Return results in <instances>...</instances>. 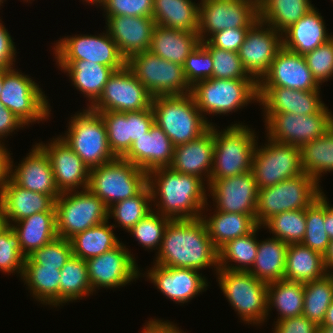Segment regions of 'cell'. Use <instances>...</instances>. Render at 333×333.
<instances>
[{
	"mask_svg": "<svg viewBox=\"0 0 333 333\" xmlns=\"http://www.w3.org/2000/svg\"><path fill=\"white\" fill-rule=\"evenodd\" d=\"M147 184L153 210L171 220L198 219L205 210H211L212 206H207L208 184L198 176L178 173L170 167L157 168L147 174Z\"/></svg>",
	"mask_w": 333,
	"mask_h": 333,
	"instance_id": "obj_1",
	"label": "cell"
},
{
	"mask_svg": "<svg viewBox=\"0 0 333 333\" xmlns=\"http://www.w3.org/2000/svg\"><path fill=\"white\" fill-rule=\"evenodd\" d=\"M154 263L161 266L218 271V250L201 218L171 220L164 231ZM213 266V267H212Z\"/></svg>",
	"mask_w": 333,
	"mask_h": 333,
	"instance_id": "obj_2",
	"label": "cell"
},
{
	"mask_svg": "<svg viewBox=\"0 0 333 333\" xmlns=\"http://www.w3.org/2000/svg\"><path fill=\"white\" fill-rule=\"evenodd\" d=\"M151 107L154 123L175 147L195 140L211 127L191 94L156 96L152 98Z\"/></svg>",
	"mask_w": 333,
	"mask_h": 333,
	"instance_id": "obj_3",
	"label": "cell"
},
{
	"mask_svg": "<svg viewBox=\"0 0 333 333\" xmlns=\"http://www.w3.org/2000/svg\"><path fill=\"white\" fill-rule=\"evenodd\" d=\"M231 124L221 131L214 125V153L210 180H219L251 171L258 137L255 130ZM257 137V138H256Z\"/></svg>",
	"mask_w": 333,
	"mask_h": 333,
	"instance_id": "obj_4",
	"label": "cell"
},
{
	"mask_svg": "<svg viewBox=\"0 0 333 333\" xmlns=\"http://www.w3.org/2000/svg\"><path fill=\"white\" fill-rule=\"evenodd\" d=\"M196 106L207 115H227L237 112L252 103H258V83L254 79H214L201 80L191 87L190 93Z\"/></svg>",
	"mask_w": 333,
	"mask_h": 333,
	"instance_id": "obj_5",
	"label": "cell"
},
{
	"mask_svg": "<svg viewBox=\"0 0 333 333\" xmlns=\"http://www.w3.org/2000/svg\"><path fill=\"white\" fill-rule=\"evenodd\" d=\"M216 281L224 297L245 324L262 326L268 320V283L250 272L219 269Z\"/></svg>",
	"mask_w": 333,
	"mask_h": 333,
	"instance_id": "obj_6",
	"label": "cell"
},
{
	"mask_svg": "<svg viewBox=\"0 0 333 333\" xmlns=\"http://www.w3.org/2000/svg\"><path fill=\"white\" fill-rule=\"evenodd\" d=\"M69 120L68 131L59 137L82 159L89 170L117 158L109 147L106 127L98 112L86 107Z\"/></svg>",
	"mask_w": 333,
	"mask_h": 333,
	"instance_id": "obj_7",
	"label": "cell"
},
{
	"mask_svg": "<svg viewBox=\"0 0 333 333\" xmlns=\"http://www.w3.org/2000/svg\"><path fill=\"white\" fill-rule=\"evenodd\" d=\"M311 176L303 173L278 184L259 189L256 222L262 226L271 217L293 210L306 209L323 189Z\"/></svg>",
	"mask_w": 333,
	"mask_h": 333,
	"instance_id": "obj_8",
	"label": "cell"
},
{
	"mask_svg": "<svg viewBox=\"0 0 333 333\" xmlns=\"http://www.w3.org/2000/svg\"><path fill=\"white\" fill-rule=\"evenodd\" d=\"M147 185V173L130 161L117 157L90 169L87 189L109 208L137 195Z\"/></svg>",
	"mask_w": 333,
	"mask_h": 333,
	"instance_id": "obj_9",
	"label": "cell"
},
{
	"mask_svg": "<svg viewBox=\"0 0 333 333\" xmlns=\"http://www.w3.org/2000/svg\"><path fill=\"white\" fill-rule=\"evenodd\" d=\"M43 89L32 77L16 68H4L0 104L8 108L27 127L32 123L47 121L51 116L50 103Z\"/></svg>",
	"mask_w": 333,
	"mask_h": 333,
	"instance_id": "obj_10",
	"label": "cell"
},
{
	"mask_svg": "<svg viewBox=\"0 0 333 333\" xmlns=\"http://www.w3.org/2000/svg\"><path fill=\"white\" fill-rule=\"evenodd\" d=\"M55 209L57 236L68 240L108 220V207L88 189L61 193Z\"/></svg>",
	"mask_w": 333,
	"mask_h": 333,
	"instance_id": "obj_11",
	"label": "cell"
},
{
	"mask_svg": "<svg viewBox=\"0 0 333 333\" xmlns=\"http://www.w3.org/2000/svg\"><path fill=\"white\" fill-rule=\"evenodd\" d=\"M126 65L152 97L191 93L183 66L162 59L149 50L132 55Z\"/></svg>",
	"mask_w": 333,
	"mask_h": 333,
	"instance_id": "obj_12",
	"label": "cell"
},
{
	"mask_svg": "<svg viewBox=\"0 0 333 333\" xmlns=\"http://www.w3.org/2000/svg\"><path fill=\"white\" fill-rule=\"evenodd\" d=\"M333 112L325 105L318 113H263L266 137L301 147L324 135L333 125Z\"/></svg>",
	"mask_w": 333,
	"mask_h": 333,
	"instance_id": "obj_13",
	"label": "cell"
},
{
	"mask_svg": "<svg viewBox=\"0 0 333 333\" xmlns=\"http://www.w3.org/2000/svg\"><path fill=\"white\" fill-rule=\"evenodd\" d=\"M264 145L254 151L251 172L258 189L274 186L281 181L303 174L300 147L266 137Z\"/></svg>",
	"mask_w": 333,
	"mask_h": 333,
	"instance_id": "obj_14",
	"label": "cell"
},
{
	"mask_svg": "<svg viewBox=\"0 0 333 333\" xmlns=\"http://www.w3.org/2000/svg\"><path fill=\"white\" fill-rule=\"evenodd\" d=\"M257 20L258 0H200L197 33L202 42L225 29L250 28Z\"/></svg>",
	"mask_w": 333,
	"mask_h": 333,
	"instance_id": "obj_15",
	"label": "cell"
},
{
	"mask_svg": "<svg viewBox=\"0 0 333 333\" xmlns=\"http://www.w3.org/2000/svg\"><path fill=\"white\" fill-rule=\"evenodd\" d=\"M56 41L52 46L55 61L85 60L111 67L115 71L122 69L127 62L107 29L98 35H68Z\"/></svg>",
	"mask_w": 333,
	"mask_h": 333,
	"instance_id": "obj_16",
	"label": "cell"
},
{
	"mask_svg": "<svg viewBox=\"0 0 333 333\" xmlns=\"http://www.w3.org/2000/svg\"><path fill=\"white\" fill-rule=\"evenodd\" d=\"M125 244L120 242L113 249L86 260L88 279L93 293L105 288H121L140 277L136 258Z\"/></svg>",
	"mask_w": 333,
	"mask_h": 333,
	"instance_id": "obj_17",
	"label": "cell"
},
{
	"mask_svg": "<svg viewBox=\"0 0 333 333\" xmlns=\"http://www.w3.org/2000/svg\"><path fill=\"white\" fill-rule=\"evenodd\" d=\"M152 98L132 70L125 65L109 77L102 94L90 109L96 112L142 111L151 107Z\"/></svg>",
	"mask_w": 333,
	"mask_h": 333,
	"instance_id": "obj_18",
	"label": "cell"
},
{
	"mask_svg": "<svg viewBox=\"0 0 333 333\" xmlns=\"http://www.w3.org/2000/svg\"><path fill=\"white\" fill-rule=\"evenodd\" d=\"M282 47V33L257 20L246 33L238 54L246 72L258 83Z\"/></svg>",
	"mask_w": 333,
	"mask_h": 333,
	"instance_id": "obj_19",
	"label": "cell"
},
{
	"mask_svg": "<svg viewBox=\"0 0 333 333\" xmlns=\"http://www.w3.org/2000/svg\"><path fill=\"white\" fill-rule=\"evenodd\" d=\"M208 187L207 191L210 193L207 194L212 196L215 210L247 214L256 220L259 189L251 171L224 179L209 180Z\"/></svg>",
	"mask_w": 333,
	"mask_h": 333,
	"instance_id": "obj_20",
	"label": "cell"
},
{
	"mask_svg": "<svg viewBox=\"0 0 333 333\" xmlns=\"http://www.w3.org/2000/svg\"><path fill=\"white\" fill-rule=\"evenodd\" d=\"M154 266L147 268V272L140 273L157 287L167 299L175 304H184L207 290L208 282L200 271L191 268H176L161 266L153 263ZM151 268V269H150Z\"/></svg>",
	"mask_w": 333,
	"mask_h": 333,
	"instance_id": "obj_21",
	"label": "cell"
},
{
	"mask_svg": "<svg viewBox=\"0 0 333 333\" xmlns=\"http://www.w3.org/2000/svg\"><path fill=\"white\" fill-rule=\"evenodd\" d=\"M56 137H53L47 144L43 142L37 144L49 157L59 192L86 190L90 170L65 141L59 136Z\"/></svg>",
	"mask_w": 333,
	"mask_h": 333,
	"instance_id": "obj_22",
	"label": "cell"
},
{
	"mask_svg": "<svg viewBox=\"0 0 333 333\" xmlns=\"http://www.w3.org/2000/svg\"><path fill=\"white\" fill-rule=\"evenodd\" d=\"M258 87H286L302 91H321L307 66L304 55L282 47L267 73L258 82Z\"/></svg>",
	"mask_w": 333,
	"mask_h": 333,
	"instance_id": "obj_23",
	"label": "cell"
},
{
	"mask_svg": "<svg viewBox=\"0 0 333 333\" xmlns=\"http://www.w3.org/2000/svg\"><path fill=\"white\" fill-rule=\"evenodd\" d=\"M32 146L17 166L11 158L10 178L22 188L49 195L56 200L61 193L56 186L49 157L37 143Z\"/></svg>",
	"mask_w": 333,
	"mask_h": 333,
	"instance_id": "obj_24",
	"label": "cell"
},
{
	"mask_svg": "<svg viewBox=\"0 0 333 333\" xmlns=\"http://www.w3.org/2000/svg\"><path fill=\"white\" fill-rule=\"evenodd\" d=\"M105 21L104 29H107L126 60L136 53L149 50L156 26L152 17L105 16Z\"/></svg>",
	"mask_w": 333,
	"mask_h": 333,
	"instance_id": "obj_25",
	"label": "cell"
},
{
	"mask_svg": "<svg viewBox=\"0 0 333 333\" xmlns=\"http://www.w3.org/2000/svg\"><path fill=\"white\" fill-rule=\"evenodd\" d=\"M320 91H302L286 87H258V103L264 113H318L326 104Z\"/></svg>",
	"mask_w": 333,
	"mask_h": 333,
	"instance_id": "obj_26",
	"label": "cell"
},
{
	"mask_svg": "<svg viewBox=\"0 0 333 333\" xmlns=\"http://www.w3.org/2000/svg\"><path fill=\"white\" fill-rule=\"evenodd\" d=\"M175 146L165 132L154 123L149 131L137 138L122 157L147 174L157 168L170 167Z\"/></svg>",
	"mask_w": 333,
	"mask_h": 333,
	"instance_id": "obj_27",
	"label": "cell"
},
{
	"mask_svg": "<svg viewBox=\"0 0 333 333\" xmlns=\"http://www.w3.org/2000/svg\"><path fill=\"white\" fill-rule=\"evenodd\" d=\"M213 153L214 125L195 140L176 146L170 168L178 173L198 176L209 184Z\"/></svg>",
	"mask_w": 333,
	"mask_h": 333,
	"instance_id": "obj_28",
	"label": "cell"
},
{
	"mask_svg": "<svg viewBox=\"0 0 333 333\" xmlns=\"http://www.w3.org/2000/svg\"><path fill=\"white\" fill-rule=\"evenodd\" d=\"M0 203L9 226L36 213L56 212L51 196L22 188L11 178L0 192Z\"/></svg>",
	"mask_w": 333,
	"mask_h": 333,
	"instance_id": "obj_29",
	"label": "cell"
},
{
	"mask_svg": "<svg viewBox=\"0 0 333 333\" xmlns=\"http://www.w3.org/2000/svg\"><path fill=\"white\" fill-rule=\"evenodd\" d=\"M323 18L317 8L313 7L282 33L283 47L305 55L330 40L333 34L327 32Z\"/></svg>",
	"mask_w": 333,
	"mask_h": 333,
	"instance_id": "obj_30",
	"label": "cell"
},
{
	"mask_svg": "<svg viewBox=\"0 0 333 333\" xmlns=\"http://www.w3.org/2000/svg\"><path fill=\"white\" fill-rule=\"evenodd\" d=\"M58 68L67 73L72 85L88 100L90 108L102 94L109 77L115 71L111 67L85 60L56 61Z\"/></svg>",
	"mask_w": 333,
	"mask_h": 333,
	"instance_id": "obj_31",
	"label": "cell"
},
{
	"mask_svg": "<svg viewBox=\"0 0 333 333\" xmlns=\"http://www.w3.org/2000/svg\"><path fill=\"white\" fill-rule=\"evenodd\" d=\"M199 43L198 33L156 25L149 51L162 59L184 66L186 58Z\"/></svg>",
	"mask_w": 333,
	"mask_h": 333,
	"instance_id": "obj_32",
	"label": "cell"
},
{
	"mask_svg": "<svg viewBox=\"0 0 333 333\" xmlns=\"http://www.w3.org/2000/svg\"><path fill=\"white\" fill-rule=\"evenodd\" d=\"M201 215L213 245L219 250L227 242L251 233L258 225L256 220L247 214L214 212Z\"/></svg>",
	"mask_w": 333,
	"mask_h": 333,
	"instance_id": "obj_33",
	"label": "cell"
},
{
	"mask_svg": "<svg viewBox=\"0 0 333 333\" xmlns=\"http://www.w3.org/2000/svg\"><path fill=\"white\" fill-rule=\"evenodd\" d=\"M18 234L22 252L28 256L34 250L55 240L56 212H40L11 225Z\"/></svg>",
	"mask_w": 333,
	"mask_h": 333,
	"instance_id": "obj_34",
	"label": "cell"
},
{
	"mask_svg": "<svg viewBox=\"0 0 333 333\" xmlns=\"http://www.w3.org/2000/svg\"><path fill=\"white\" fill-rule=\"evenodd\" d=\"M152 18L156 25L198 32L199 2L192 0H154Z\"/></svg>",
	"mask_w": 333,
	"mask_h": 333,
	"instance_id": "obj_35",
	"label": "cell"
},
{
	"mask_svg": "<svg viewBox=\"0 0 333 333\" xmlns=\"http://www.w3.org/2000/svg\"><path fill=\"white\" fill-rule=\"evenodd\" d=\"M327 273L323 255L302 243L288 244L284 280L306 283Z\"/></svg>",
	"mask_w": 333,
	"mask_h": 333,
	"instance_id": "obj_36",
	"label": "cell"
},
{
	"mask_svg": "<svg viewBox=\"0 0 333 333\" xmlns=\"http://www.w3.org/2000/svg\"><path fill=\"white\" fill-rule=\"evenodd\" d=\"M288 244L275 237L258 241L252 268L248 271L266 283L284 280Z\"/></svg>",
	"mask_w": 333,
	"mask_h": 333,
	"instance_id": "obj_37",
	"label": "cell"
},
{
	"mask_svg": "<svg viewBox=\"0 0 333 333\" xmlns=\"http://www.w3.org/2000/svg\"><path fill=\"white\" fill-rule=\"evenodd\" d=\"M60 270L36 263H24L21 280L30 294L43 305L59 307Z\"/></svg>",
	"mask_w": 333,
	"mask_h": 333,
	"instance_id": "obj_38",
	"label": "cell"
},
{
	"mask_svg": "<svg viewBox=\"0 0 333 333\" xmlns=\"http://www.w3.org/2000/svg\"><path fill=\"white\" fill-rule=\"evenodd\" d=\"M311 0H258L259 20L283 33L314 5Z\"/></svg>",
	"mask_w": 333,
	"mask_h": 333,
	"instance_id": "obj_39",
	"label": "cell"
},
{
	"mask_svg": "<svg viewBox=\"0 0 333 333\" xmlns=\"http://www.w3.org/2000/svg\"><path fill=\"white\" fill-rule=\"evenodd\" d=\"M304 283L279 280L268 283L267 315L276 309V321L300 316L303 313ZM274 307V308H273Z\"/></svg>",
	"mask_w": 333,
	"mask_h": 333,
	"instance_id": "obj_40",
	"label": "cell"
},
{
	"mask_svg": "<svg viewBox=\"0 0 333 333\" xmlns=\"http://www.w3.org/2000/svg\"><path fill=\"white\" fill-rule=\"evenodd\" d=\"M109 223L108 219L70 238L73 256L86 261L116 247L120 241Z\"/></svg>",
	"mask_w": 333,
	"mask_h": 333,
	"instance_id": "obj_41",
	"label": "cell"
},
{
	"mask_svg": "<svg viewBox=\"0 0 333 333\" xmlns=\"http://www.w3.org/2000/svg\"><path fill=\"white\" fill-rule=\"evenodd\" d=\"M301 167L318 184L322 174L333 172V125L313 141L300 147Z\"/></svg>",
	"mask_w": 333,
	"mask_h": 333,
	"instance_id": "obj_42",
	"label": "cell"
},
{
	"mask_svg": "<svg viewBox=\"0 0 333 333\" xmlns=\"http://www.w3.org/2000/svg\"><path fill=\"white\" fill-rule=\"evenodd\" d=\"M261 228L262 226H257L251 233L223 245L218 250L219 269L248 272L256 258L258 250L257 232Z\"/></svg>",
	"mask_w": 333,
	"mask_h": 333,
	"instance_id": "obj_43",
	"label": "cell"
},
{
	"mask_svg": "<svg viewBox=\"0 0 333 333\" xmlns=\"http://www.w3.org/2000/svg\"><path fill=\"white\" fill-rule=\"evenodd\" d=\"M59 306L93 295L86 261L71 256L60 270Z\"/></svg>",
	"mask_w": 333,
	"mask_h": 333,
	"instance_id": "obj_44",
	"label": "cell"
},
{
	"mask_svg": "<svg viewBox=\"0 0 333 333\" xmlns=\"http://www.w3.org/2000/svg\"><path fill=\"white\" fill-rule=\"evenodd\" d=\"M333 301V272L322 278L304 283L303 313L310 321L320 326L328 307Z\"/></svg>",
	"mask_w": 333,
	"mask_h": 333,
	"instance_id": "obj_45",
	"label": "cell"
},
{
	"mask_svg": "<svg viewBox=\"0 0 333 333\" xmlns=\"http://www.w3.org/2000/svg\"><path fill=\"white\" fill-rule=\"evenodd\" d=\"M151 189L147 184L137 195L118 201L108 208V219L114 218V228L121 227L129 230L142 220L152 208ZM117 222V225H116Z\"/></svg>",
	"mask_w": 333,
	"mask_h": 333,
	"instance_id": "obj_46",
	"label": "cell"
},
{
	"mask_svg": "<svg viewBox=\"0 0 333 333\" xmlns=\"http://www.w3.org/2000/svg\"><path fill=\"white\" fill-rule=\"evenodd\" d=\"M325 193L323 192L306 209V231L301 242L306 247L325 255L330 239L325 231Z\"/></svg>",
	"mask_w": 333,
	"mask_h": 333,
	"instance_id": "obj_47",
	"label": "cell"
},
{
	"mask_svg": "<svg viewBox=\"0 0 333 333\" xmlns=\"http://www.w3.org/2000/svg\"><path fill=\"white\" fill-rule=\"evenodd\" d=\"M262 228H267L272 237L287 244L301 243L306 231L305 209L277 214L267 220Z\"/></svg>",
	"mask_w": 333,
	"mask_h": 333,
	"instance_id": "obj_48",
	"label": "cell"
},
{
	"mask_svg": "<svg viewBox=\"0 0 333 333\" xmlns=\"http://www.w3.org/2000/svg\"><path fill=\"white\" fill-rule=\"evenodd\" d=\"M106 127L108 144L116 157L122 158L131 148L128 112H98Z\"/></svg>",
	"mask_w": 333,
	"mask_h": 333,
	"instance_id": "obj_49",
	"label": "cell"
},
{
	"mask_svg": "<svg viewBox=\"0 0 333 333\" xmlns=\"http://www.w3.org/2000/svg\"><path fill=\"white\" fill-rule=\"evenodd\" d=\"M170 221V218L152 210L142 220L134 225L128 233L133 235L136 241H138V244L145 248V250H157L156 253H158L162 243L164 231Z\"/></svg>",
	"mask_w": 333,
	"mask_h": 333,
	"instance_id": "obj_50",
	"label": "cell"
},
{
	"mask_svg": "<svg viewBox=\"0 0 333 333\" xmlns=\"http://www.w3.org/2000/svg\"><path fill=\"white\" fill-rule=\"evenodd\" d=\"M211 54L214 79H253L244 69L237 52L212 46L207 40L200 42Z\"/></svg>",
	"mask_w": 333,
	"mask_h": 333,
	"instance_id": "obj_51",
	"label": "cell"
},
{
	"mask_svg": "<svg viewBox=\"0 0 333 333\" xmlns=\"http://www.w3.org/2000/svg\"><path fill=\"white\" fill-rule=\"evenodd\" d=\"M26 257L18 234L8 225L0 232V271L9 275L17 272L21 279Z\"/></svg>",
	"mask_w": 333,
	"mask_h": 333,
	"instance_id": "obj_52",
	"label": "cell"
},
{
	"mask_svg": "<svg viewBox=\"0 0 333 333\" xmlns=\"http://www.w3.org/2000/svg\"><path fill=\"white\" fill-rule=\"evenodd\" d=\"M72 255L70 240L57 237L52 242L34 250L25 258V263L58 267L61 270Z\"/></svg>",
	"mask_w": 333,
	"mask_h": 333,
	"instance_id": "obj_53",
	"label": "cell"
},
{
	"mask_svg": "<svg viewBox=\"0 0 333 333\" xmlns=\"http://www.w3.org/2000/svg\"><path fill=\"white\" fill-rule=\"evenodd\" d=\"M314 79L321 86L333 77V37L304 55Z\"/></svg>",
	"mask_w": 333,
	"mask_h": 333,
	"instance_id": "obj_54",
	"label": "cell"
},
{
	"mask_svg": "<svg viewBox=\"0 0 333 333\" xmlns=\"http://www.w3.org/2000/svg\"><path fill=\"white\" fill-rule=\"evenodd\" d=\"M187 82L192 87L201 80L212 77L213 60L208 50L201 44L189 54L183 66Z\"/></svg>",
	"mask_w": 333,
	"mask_h": 333,
	"instance_id": "obj_55",
	"label": "cell"
},
{
	"mask_svg": "<svg viewBox=\"0 0 333 333\" xmlns=\"http://www.w3.org/2000/svg\"><path fill=\"white\" fill-rule=\"evenodd\" d=\"M154 0H101L103 16L152 17Z\"/></svg>",
	"mask_w": 333,
	"mask_h": 333,
	"instance_id": "obj_56",
	"label": "cell"
},
{
	"mask_svg": "<svg viewBox=\"0 0 333 333\" xmlns=\"http://www.w3.org/2000/svg\"><path fill=\"white\" fill-rule=\"evenodd\" d=\"M249 28H230L211 35L207 41L214 47L237 52L243 44Z\"/></svg>",
	"mask_w": 333,
	"mask_h": 333,
	"instance_id": "obj_57",
	"label": "cell"
},
{
	"mask_svg": "<svg viewBox=\"0 0 333 333\" xmlns=\"http://www.w3.org/2000/svg\"><path fill=\"white\" fill-rule=\"evenodd\" d=\"M273 324V333H318L319 327L304 315L274 321Z\"/></svg>",
	"mask_w": 333,
	"mask_h": 333,
	"instance_id": "obj_58",
	"label": "cell"
},
{
	"mask_svg": "<svg viewBox=\"0 0 333 333\" xmlns=\"http://www.w3.org/2000/svg\"><path fill=\"white\" fill-rule=\"evenodd\" d=\"M130 121V140L132 143L141 136L145 135L154 124V113L152 107L142 111L128 112Z\"/></svg>",
	"mask_w": 333,
	"mask_h": 333,
	"instance_id": "obj_59",
	"label": "cell"
},
{
	"mask_svg": "<svg viewBox=\"0 0 333 333\" xmlns=\"http://www.w3.org/2000/svg\"><path fill=\"white\" fill-rule=\"evenodd\" d=\"M0 19V68L15 67L17 51L15 42ZM16 59V60H15Z\"/></svg>",
	"mask_w": 333,
	"mask_h": 333,
	"instance_id": "obj_60",
	"label": "cell"
},
{
	"mask_svg": "<svg viewBox=\"0 0 333 333\" xmlns=\"http://www.w3.org/2000/svg\"><path fill=\"white\" fill-rule=\"evenodd\" d=\"M27 126L22 120H20L14 113L8 108L0 104V142L5 141L7 136L12 135L13 132ZM15 130V131H14ZM12 133V134H11Z\"/></svg>",
	"mask_w": 333,
	"mask_h": 333,
	"instance_id": "obj_61",
	"label": "cell"
},
{
	"mask_svg": "<svg viewBox=\"0 0 333 333\" xmlns=\"http://www.w3.org/2000/svg\"><path fill=\"white\" fill-rule=\"evenodd\" d=\"M145 325V326H144ZM142 331L140 333H186L177 327V324L169 320L164 321L163 319H149L144 323Z\"/></svg>",
	"mask_w": 333,
	"mask_h": 333,
	"instance_id": "obj_62",
	"label": "cell"
},
{
	"mask_svg": "<svg viewBox=\"0 0 333 333\" xmlns=\"http://www.w3.org/2000/svg\"><path fill=\"white\" fill-rule=\"evenodd\" d=\"M8 149L5 147V142H0V192L10 179L12 153L10 154Z\"/></svg>",
	"mask_w": 333,
	"mask_h": 333,
	"instance_id": "obj_63",
	"label": "cell"
},
{
	"mask_svg": "<svg viewBox=\"0 0 333 333\" xmlns=\"http://www.w3.org/2000/svg\"><path fill=\"white\" fill-rule=\"evenodd\" d=\"M325 231L330 240H333V205L329 203L327 196H325Z\"/></svg>",
	"mask_w": 333,
	"mask_h": 333,
	"instance_id": "obj_64",
	"label": "cell"
},
{
	"mask_svg": "<svg viewBox=\"0 0 333 333\" xmlns=\"http://www.w3.org/2000/svg\"><path fill=\"white\" fill-rule=\"evenodd\" d=\"M324 263H325L326 270L328 272L332 273V271H333V240H330L328 250H327L326 254L324 255Z\"/></svg>",
	"mask_w": 333,
	"mask_h": 333,
	"instance_id": "obj_65",
	"label": "cell"
},
{
	"mask_svg": "<svg viewBox=\"0 0 333 333\" xmlns=\"http://www.w3.org/2000/svg\"><path fill=\"white\" fill-rule=\"evenodd\" d=\"M320 326H333V301L328 307L325 319Z\"/></svg>",
	"mask_w": 333,
	"mask_h": 333,
	"instance_id": "obj_66",
	"label": "cell"
},
{
	"mask_svg": "<svg viewBox=\"0 0 333 333\" xmlns=\"http://www.w3.org/2000/svg\"><path fill=\"white\" fill-rule=\"evenodd\" d=\"M6 217L3 212L2 205L0 203V232L7 227Z\"/></svg>",
	"mask_w": 333,
	"mask_h": 333,
	"instance_id": "obj_67",
	"label": "cell"
},
{
	"mask_svg": "<svg viewBox=\"0 0 333 333\" xmlns=\"http://www.w3.org/2000/svg\"><path fill=\"white\" fill-rule=\"evenodd\" d=\"M318 333H333V326H319Z\"/></svg>",
	"mask_w": 333,
	"mask_h": 333,
	"instance_id": "obj_68",
	"label": "cell"
},
{
	"mask_svg": "<svg viewBox=\"0 0 333 333\" xmlns=\"http://www.w3.org/2000/svg\"><path fill=\"white\" fill-rule=\"evenodd\" d=\"M4 68H0V95L3 88Z\"/></svg>",
	"mask_w": 333,
	"mask_h": 333,
	"instance_id": "obj_69",
	"label": "cell"
},
{
	"mask_svg": "<svg viewBox=\"0 0 333 333\" xmlns=\"http://www.w3.org/2000/svg\"><path fill=\"white\" fill-rule=\"evenodd\" d=\"M82 1H83V2L85 1L88 5H89V4H91V5H92V4H93V5H94V4L97 5L98 3H100L101 0H82Z\"/></svg>",
	"mask_w": 333,
	"mask_h": 333,
	"instance_id": "obj_70",
	"label": "cell"
},
{
	"mask_svg": "<svg viewBox=\"0 0 333 333\" xmlns=\"http://www.w3.org/2000/svg\"><path fill=\"white\" fill-rule=\"evenodd\" d=\"M4 1L6 0H0V6H3L2 4L4 3Z\"/></svg>",
	"mask_w": 333,
	"mask_h": 333,
	"instance_id": "obj_71",
	"label": "cell"
}]
</instances>
